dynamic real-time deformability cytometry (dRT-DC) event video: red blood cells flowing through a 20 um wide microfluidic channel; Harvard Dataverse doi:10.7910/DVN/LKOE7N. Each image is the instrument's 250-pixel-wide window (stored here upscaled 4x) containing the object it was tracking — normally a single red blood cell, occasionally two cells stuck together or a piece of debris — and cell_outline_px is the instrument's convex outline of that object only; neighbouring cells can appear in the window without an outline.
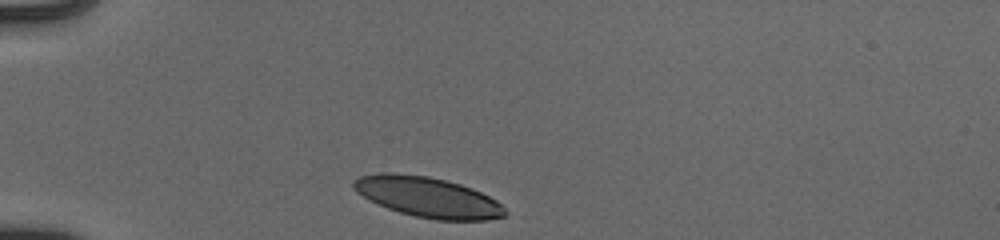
{"species": "human", "species_latin": "Homo sapiens", "temperature_condition": "cold", "stored_images_in_passage": 31, "camera_frame_rate_fps": 3000, "um_per_image_px": 0.085, "donor": {"sex": "male"}, "frame": {"image": 1, "passage_image": 1, "time_ms": 0.0, "image_size_px": [1000, 240], "cell_outline_px": [[508, 212], [504, 216], [488, 220], [436, 220], [416, 216], [400, 212], [388, 208], [368, 200], [356, 192], [352, 188], [352, 180], [360, 176], [380, 172], [388, 172], [428, 176], [460, 184], [472, 188], [496, 200]], "centroid_in_image_um": [36.32, 16.75], "position_along_channel_um": 48.7, "area_um2": 35.55}}
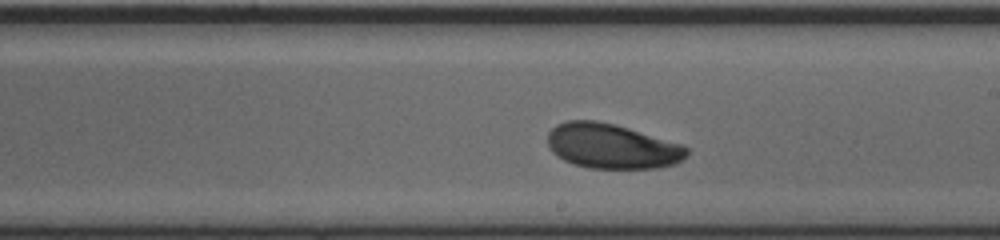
{"frame": {"image": 2, "passage_image": 18, "time_ms": 5.667, "image_size_px": [1000, 240], "cell_outline_px": [[688, 152], [676, 164], [656, 168], [588, 168], [572, 164], [564, 160], [552, 152], [548, 144], [548, 132], [556, 124], [568, 120], [596, 120], [616, 124], [680, 144], [688, 148]], "centroid_in_image_um": [51.96, 12.42], "position_along_channel_um": 237.0, "area_um2": 36.3}}
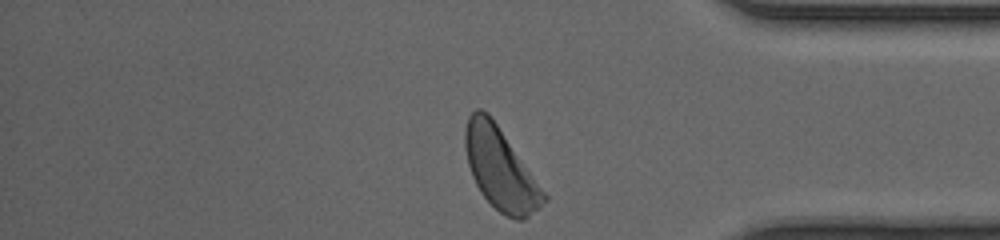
{"frame": {"image": 3, "passage_image": 31, "time_ms": 10.0, "image_size_px": [1000, 240], "cell_outline_px": [[548, 200], [524, 220], [516, 220], [500, 212], [480, 192], [472, 176], [468, 164], [464, 144], [464, 128], [468, 116], [476, 108], [480, 108], [488, 112], [548, 196]], "centroid_in_image_um": [42.52, 14.34], "position_along_channel_um": 392.7, "area_um2": 37.05}, "authors_computed_cell_mechanics": {"area_um2": 36.6452, "velocity_mm_per_s": 3.8977, "shape_relaxation_time_tau1_ms": 2.4115, "shape_relaxation_time_tau2_ms": null, "deformation_change_tau1": 0.1234, "deformation_change_tau2": null}}